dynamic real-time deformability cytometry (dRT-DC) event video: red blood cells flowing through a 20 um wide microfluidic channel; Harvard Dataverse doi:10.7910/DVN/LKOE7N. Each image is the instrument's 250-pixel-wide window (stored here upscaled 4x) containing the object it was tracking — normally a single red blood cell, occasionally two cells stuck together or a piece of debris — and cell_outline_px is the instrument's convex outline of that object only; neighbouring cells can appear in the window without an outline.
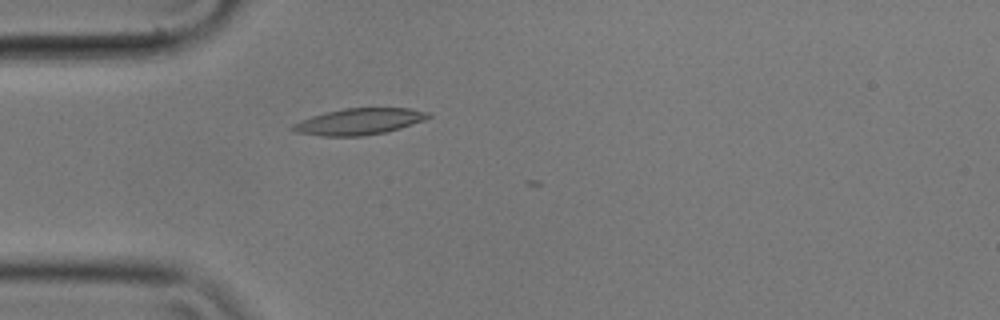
{"species": "common noctule bat (a hibernating species)", "species_latin": "Nyctalus noctula", "temperature_condition": "cold", "stored_images_in_passage": 2, "camera_frame_rate_fps": 3000, "um_per_image_px": 0.085, "animal": {"sex": "male", "body_mass_g": 17.9}, "frame": {"image": 1, "passage_image": 1, "time_ms": 0.0, "image_size_px": [1000, 320], "cell_outline_px": [[432, 116], [424, 120], [400, 128], [384, 132], [364, 136], [320, 136], [296, 132], [292, 128], [292, 124], [300, 120], [324, 112], [344, 108], [408, 108], [428, 112]], "centroid_in_image_um": [30.51, 10.33], "position_along_channel_um": 54.5, "area_um2": 20.75}}